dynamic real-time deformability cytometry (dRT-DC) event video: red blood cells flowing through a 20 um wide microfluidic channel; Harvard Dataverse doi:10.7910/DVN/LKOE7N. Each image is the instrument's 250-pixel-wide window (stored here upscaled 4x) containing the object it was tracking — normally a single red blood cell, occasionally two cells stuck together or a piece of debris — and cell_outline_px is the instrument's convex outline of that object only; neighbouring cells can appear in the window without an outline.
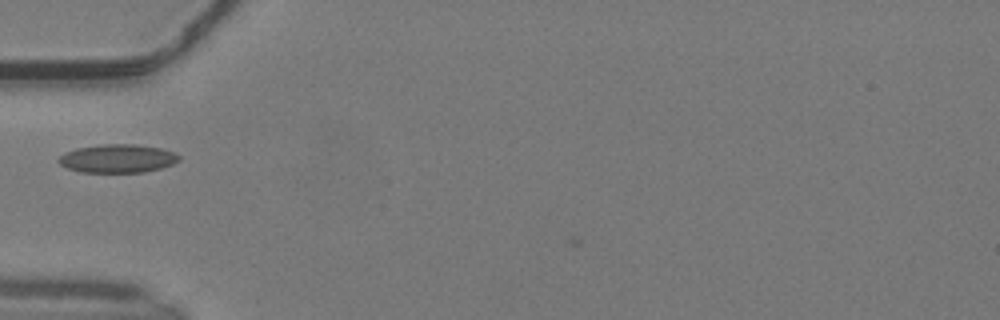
{"species": "common noctule bat (a hibernating species)", "species_latin": "Nyctalus noctula", "temperature_condition": "warm", "stored_images_in_passage": 29, "camera_frame_rate_fps": 3000, "um_per_image_px": 0.085, "animal": {"sex": "male", "body_mass_g": 19.2, "forearm_length_mm": 51.8}, "frame": {"image": 1, "passage_image": 1, "time_ms": 0.0, "image_size_px": [1000, 320], "cell_outline_px": [[180, 160], [172, 164], [160, 168], [144, 172], [80, 172], [68, 168], [60, 164], [56, 160], [64, 152], [76, 148], [104, 144], [136, 144], [160, 148], [176, 152], [180, 156]], "centroid_in_image_um": [9.99, 13.47], "position_along_channel_um": 75.0, "area_um2": 20.0}}
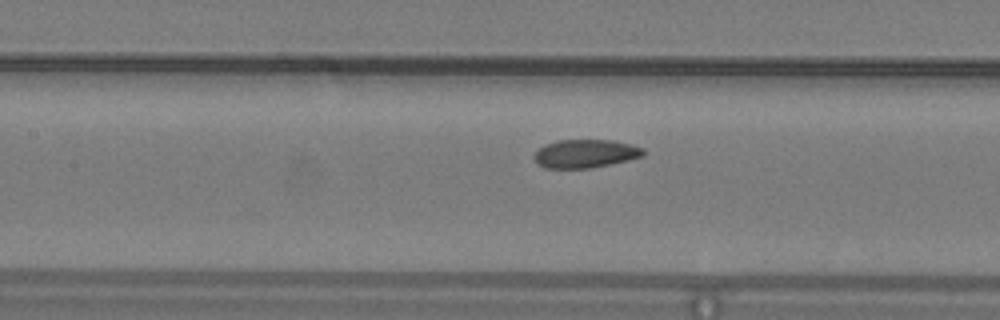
{"frame": {"image": 2, "passage_image": 7, "time_ms": 2.0, "image_size_px": [1000, 320], "cell_outline_px": [[644, 156], [628, 160], [592, 168], [544, 168], [536, 164], [532, 156], [544, 144], [556, 140], [612, 140], [632, 144], [644, 148]], "centroid_in_image_um": [49.73, 13.06], "position_along_channel_um": 157.7, "area_um2": 18.26}}
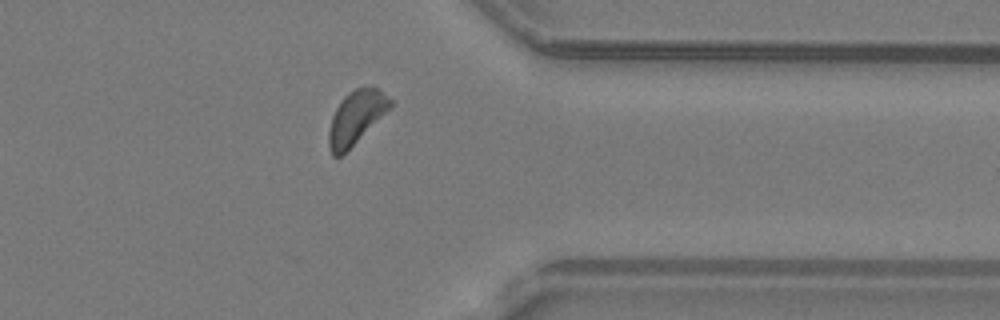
{"frame": {"image": 3, "passage_image": 24, "time_ms": 7.667, "image_size_px": [1000, 320], "cell_outline_px": [[392, 104], [340, 156], [332, 156], [328, 148], [328, 132], [332, 116], [336, 108], [344, 96], [348, 92], [364, 84], [376, 88], [392, 100]], "centroid_in_image_um": [30.2, 9.94], "position_along_channel_um": 381.2, "area_um2": 18.32}}